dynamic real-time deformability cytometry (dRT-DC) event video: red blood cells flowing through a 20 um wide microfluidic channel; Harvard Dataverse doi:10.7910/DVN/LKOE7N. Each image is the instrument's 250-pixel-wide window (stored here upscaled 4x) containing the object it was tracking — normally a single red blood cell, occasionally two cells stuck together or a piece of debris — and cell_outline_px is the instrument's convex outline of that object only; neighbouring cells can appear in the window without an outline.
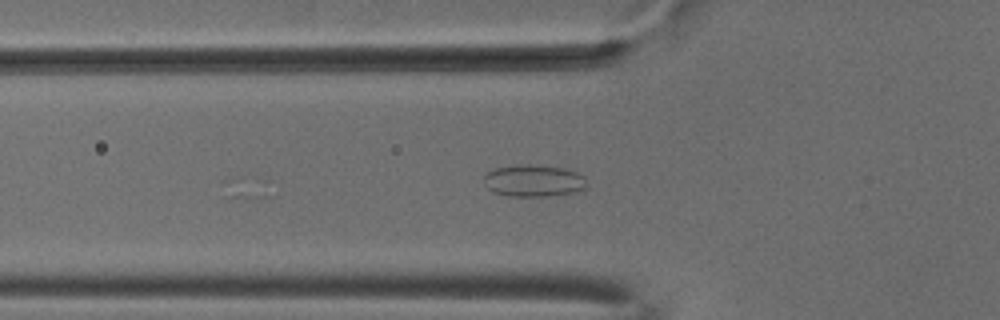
{"species": "common noctule bat (a hibernating species)", "species_latin": "Nyctalus noctula", "temperature_condition": "cold", "stored_images_in_passage": 12, "camera_frame_rate_fps": 3000, "um_per_image_px": 0.085, "animal": {"sex": "male", "body_mass_g": 18.8}, "frame": {"image": 1, "passage_image": 2, "time_ms": 0.333, "image_size_px": [1000, 320], "cell_outline_px": [[584, 192], [548, 196], [508, 196], [492, 192], [484, 184], [484, 176], [488, 172], [496, 168], [516, 164], [536, 164], [564, 168], [576, 172], [584, 176]], "centroid_in_image_um": [45.36, 15.36], "position_along_channel_um": 80.4, "area_um2": 19.48}}
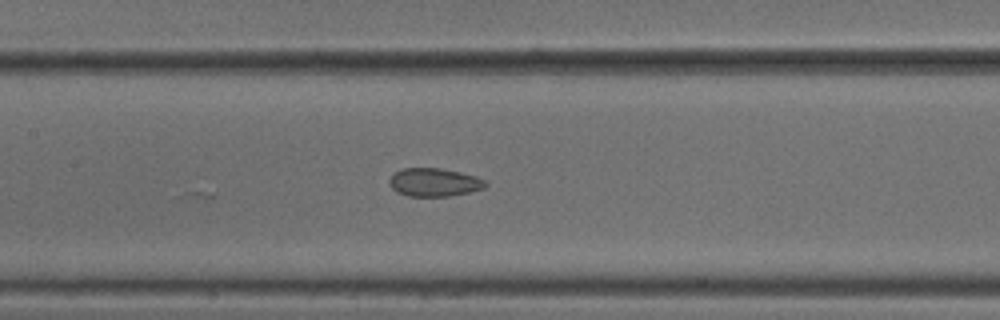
{"frame": {"image": 2, "passage_image": 9, "time_ms": 2.667, "image_size_px": [1000, 320], "cell_outline_px": [[488, 184], [484, 188], [468, 192], [448, 196], [408, 196], [396, 192], [392, 188], [388, 180], [396, 172], [404, 168], [440, 168], [460, 172], [476, 176], [488, 180]], "centroid_in_image_um": [36.94, 15.49], "position_along_channel_um": 170.5, "area_um2": 15.84}}
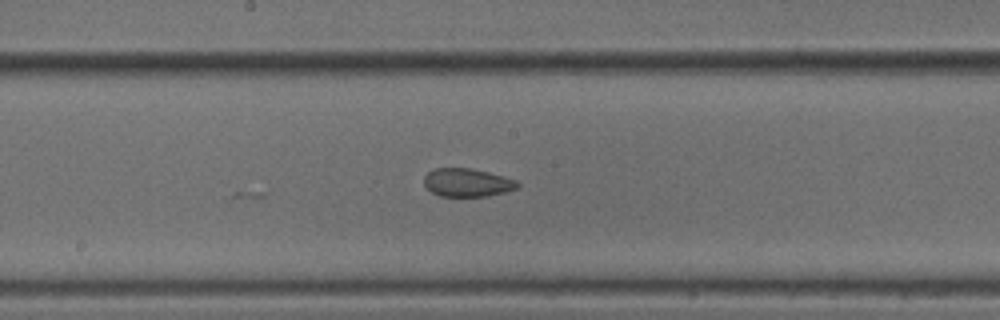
{"frame": {"image": 3, "passage_image": 12, "time_ms": 3.667, "image_size_px": [1000, 320], "cell_outline_px": [[520, 188], [488, 196], [440, 196], [432, 192], [424, 184], [424, 176], [428, 172], [436, 168], [472, 168], [504, 176], [516, 180], [520, 184]], "centroid_in_image_um": [39.74, 15.51], "position_along_channel_um": 208.5, "area_um2": 15.43}}